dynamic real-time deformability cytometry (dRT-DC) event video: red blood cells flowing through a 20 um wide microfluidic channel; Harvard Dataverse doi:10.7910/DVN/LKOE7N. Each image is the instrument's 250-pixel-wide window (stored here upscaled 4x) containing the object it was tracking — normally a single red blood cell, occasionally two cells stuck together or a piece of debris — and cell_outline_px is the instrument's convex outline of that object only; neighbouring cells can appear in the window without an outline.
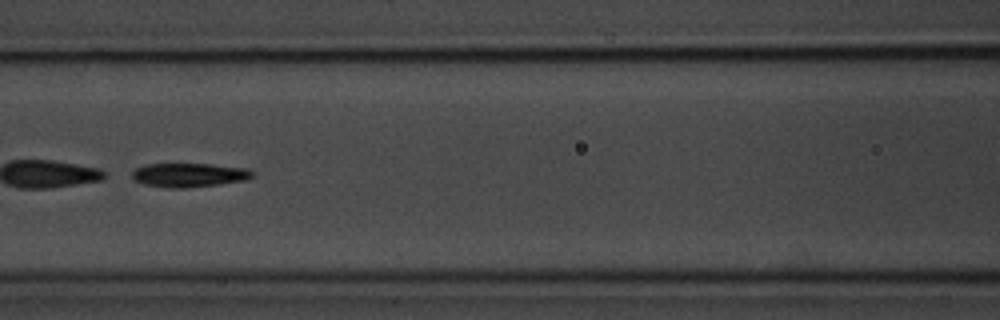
{"species": "common noctule bat (a hibernating species)", "species_latin": "Nyctalus noctula", "temperature_condition": "room temperature", "stored_images_in_passage": 7, "camera_frame_rate_fps": 3000, "um_per_image_px": 0.085, "animal": {"sex": "male", "body_mass_g": 20.1, "forearm_length_mm": 53.5}, "frame": {"image": 1, "passage_image": 4, "time_ms": 3.333, "image_size_px": [1000, 320], "cell_outline_px": [[252, 176], [244, 180], [220, 184], [184, 188], [168, 188], [144, 184], [136, 180], [132, 176], [132, 172], [136, 168], [144, 164], [208, 164], [248, 168], [252, 172]], "centroid_in_image_um": [16.05, 14.87], "position_along_channel_um": 150.6, "area_um2": 16.65}}
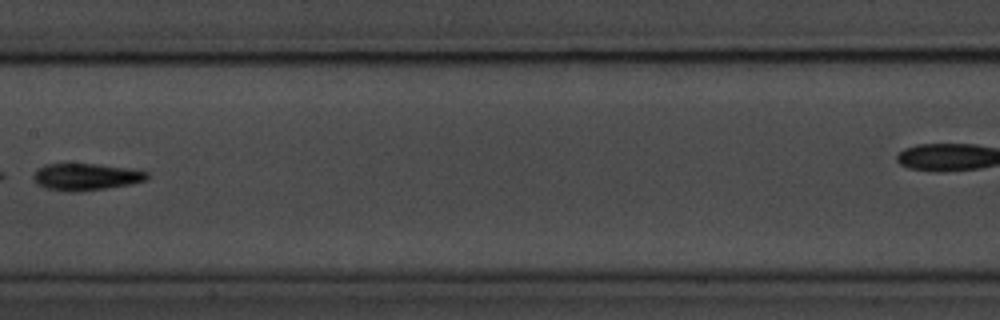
{"frame": {"image": 2, "passage_image": 5, "time_ms": 4.667, "image_size_px": [1000, 320], "cell_outline_px": [[148, 176], [144, 180], [132, 184], [108, 188], [76, 192], [68, 192], [44, 188], [36, 184], [32, 180], [32, 176], [36, 168], [44, 164], [96, 164], [132, 168], [148, 172]], "centroid_in_image_um": [7.25, 15.03], "position_along_channel_um": 200.2, "area_um2": 18.15}}
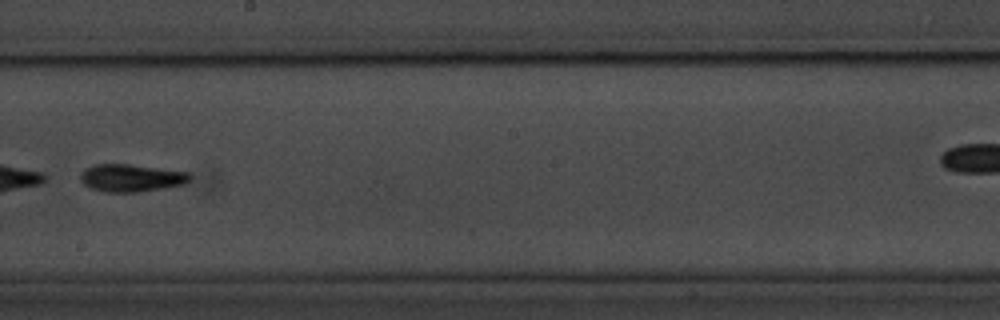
{"frame": {"image": 3, "passage_image": 6, "time_ms": 5.667, "image_size_px": [1000, 320], "cell_outline_px": [[192, 180], [184, 184], [164, 188], [140, 192], [104, 192], [92, 188], [84, 184], [80, 180], [80, 172], [84, 168], [96, 164], [128, 164], [188, 172], [192, 176]], "centroid_in_image_um": [11.15, 15.12], "position_along_channel_um": 237.0, "area_um2": 17.69}}